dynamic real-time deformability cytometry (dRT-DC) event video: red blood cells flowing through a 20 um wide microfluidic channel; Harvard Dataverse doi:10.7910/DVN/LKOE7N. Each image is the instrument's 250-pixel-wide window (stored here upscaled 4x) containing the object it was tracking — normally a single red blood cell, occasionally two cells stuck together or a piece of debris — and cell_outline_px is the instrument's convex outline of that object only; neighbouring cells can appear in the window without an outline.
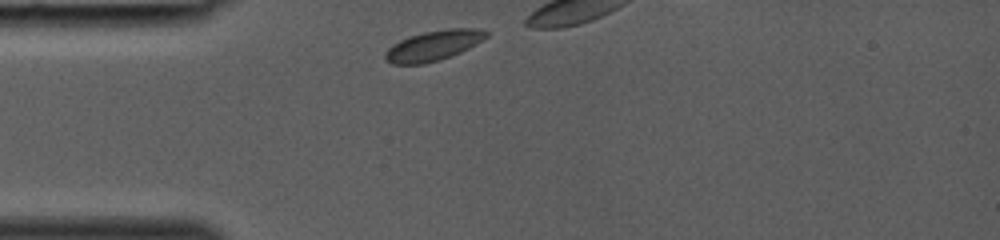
{"species": "common noctule bat (a hibernating species)", "species_latin": "Nyctalus noctula", "temperature_condition": "room temperature", "stored_images_in_passage": 6, "camera_frame_rate_fps": 3000, "um_per_image_px": 0.085, "animal": {"sex": "female", "body_mass_g": 19.0, "forearm_length_mm": 53.3}, "frame": {"image": 1, "passage_image": 1, "time_ms": 0.0, "image_size_px": [1000, 240], "cell_outline_px": [[488, 36], [476, 44], [460, 52], [440, 60], [424, 64], [392, 64], [384, 60], [384, 52], [392, 44], [400, 40], [424, 32], [448, 28], [476, 28], [488, 32]], "centroid_in_image_um": [36.81, 3.88], "position_along_channel_um": 48.2, "area_um2": 17.74}}